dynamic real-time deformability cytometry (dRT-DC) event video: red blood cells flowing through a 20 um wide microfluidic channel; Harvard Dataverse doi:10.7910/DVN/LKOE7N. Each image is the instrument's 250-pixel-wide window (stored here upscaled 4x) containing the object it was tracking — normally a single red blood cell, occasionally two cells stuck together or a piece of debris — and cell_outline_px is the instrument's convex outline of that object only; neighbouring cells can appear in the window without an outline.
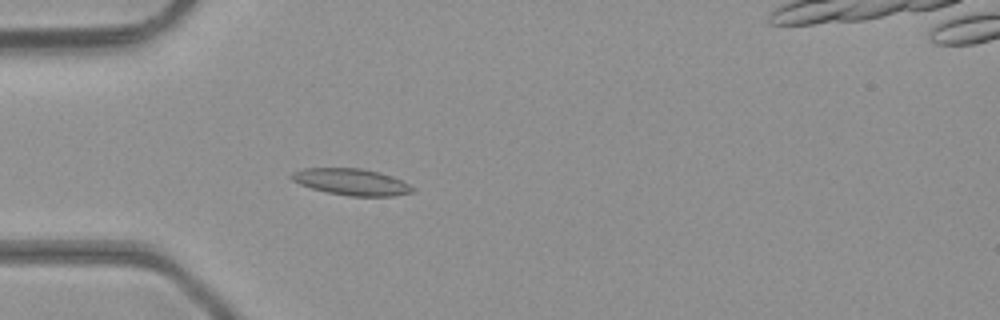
{"species": "common noctule bat (a hibernating species)", "species_latin": "Nyctalus noctula", "temperature_condition": "room temperature", "stored_images_in_passage": 48, "camera_frame_rate_fps": 3000, "um_per_image_px": 0.085, "animal": {"sex": "male", "body_mass_g": 23.1, "forearm_length_mm": 52.7}, "frame": {"image": 1, "passage_image": 14, "time_ms": 4.333, "image_size_px": [1000, 320], "cell_outline_px": [[416, 188], [412, 192], [392, 196], [348, 196], [328, 192], [312, 188], [300, 184], [292, 180], [288, 176], [292, 172], [304, 168], [360, 168], [380, 172], [392, 176]], "centroid_in_image_um": [29.85, 15.45], "position_along_channel_um": 55.1, "area_um2": 18.67}}
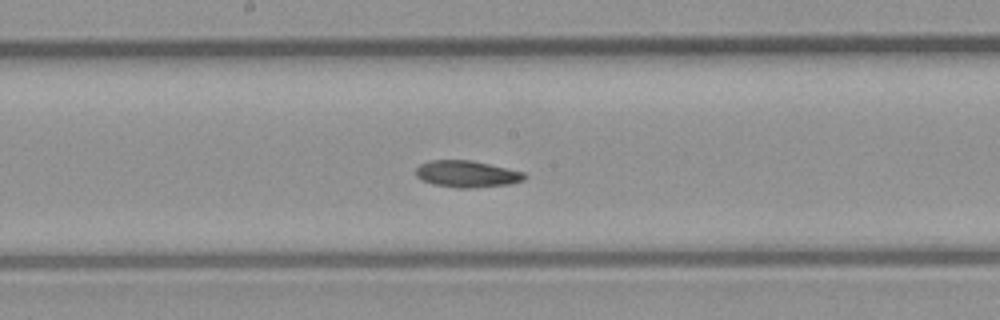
{"frame": {"image": 2, "passage_image": 25, "time_ms": 8.0, "image_size_px": [1000, 320], "cell_outline_px": [[528, 176], [524, 180], [508, 184], [476, 188], [456, 188], [432, 184], [420, 180], [416, 176], [416, 168], [420, 164], [428, 160], [472, 160], [524, 172]], "centroid_in_image_um": [39.66, 14.79], "position_along_channel_um": 208.5, "area_um2": 17.11}}
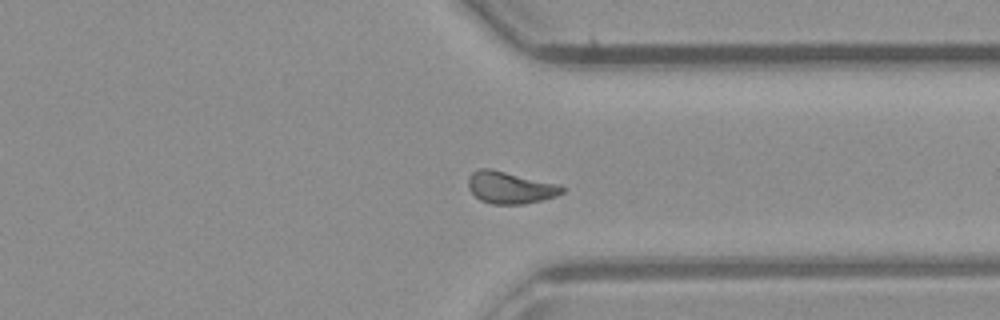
{"frame": {"image": 3, "passage_image": 36, "time_ms": 11.667, "image_size_px": [1000, 320], "cell_outline_px": [[564, 192], [556, 196], [524, 204], [492, 204], [480, 200], [468, 188], [468, 176], [472, 172], [480, 168], [492, 168], [560, 184], [564, 188]], "centroid_in_image_um": [43.36, 15.92], "position_along_channel_um": 368.0, "area_um2": 17.69}}